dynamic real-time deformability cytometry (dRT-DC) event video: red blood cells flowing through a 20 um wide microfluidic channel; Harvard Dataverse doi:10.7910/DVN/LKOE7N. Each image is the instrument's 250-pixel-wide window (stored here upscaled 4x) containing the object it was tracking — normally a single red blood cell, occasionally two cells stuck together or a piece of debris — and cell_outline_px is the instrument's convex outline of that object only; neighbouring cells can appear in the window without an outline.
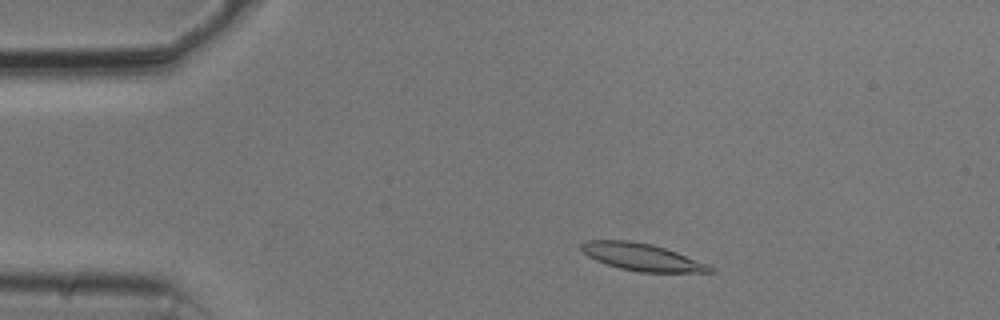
{"species": "common noctule bat (a hibernating species)", "species_latin": "Nyctalus noctula", "temperature_condition": "cold", "stored_images_in_passage": 50, "camera_frame_rate_fps": 3000, "um_per_image_px": 0.085, "animal": {"sex": "male", "body_mass_g": 20.5, "forearm_length_mm": 52.5}, "frame": {"image": 1, "passage_image": 6, "time_ms": 1.667, "image_size_px": [1000, 320], "cell_outline_px": [[716, 272], [640, 272], [620, 268], [596, 260], [588, 256], [580, 248], [580, 244], [588, 240], [632, 240], [652, 244], [676, 252], [708, 264], [716, 268]], "centroid_in_image_um": [54.58, 21.84], "position_along_channel_um": 30.4, "area_um2": 20.35}}
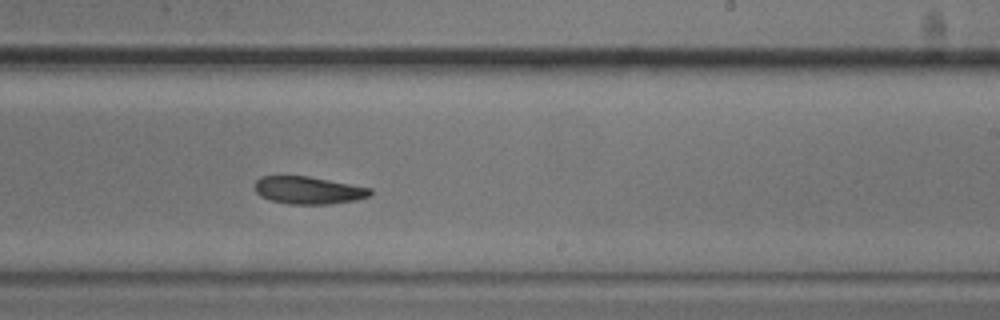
{"frame": {"image": 2, "passage_image": 29, "time_ms": 9.333, "image_size_px": [1000, 320], "cell_outline_px": [[372, 192], [368, 196], [356, 200], [328, 204], [288, 204], [272, 200], [260, 196], [256, 192], [256, 180], [260, 176], [308, 176], [372, 188]], "centroid_in_image_um": [26.21, 16.17], "position_along_channel_um": 262.8, "area_um2": 18.38}}
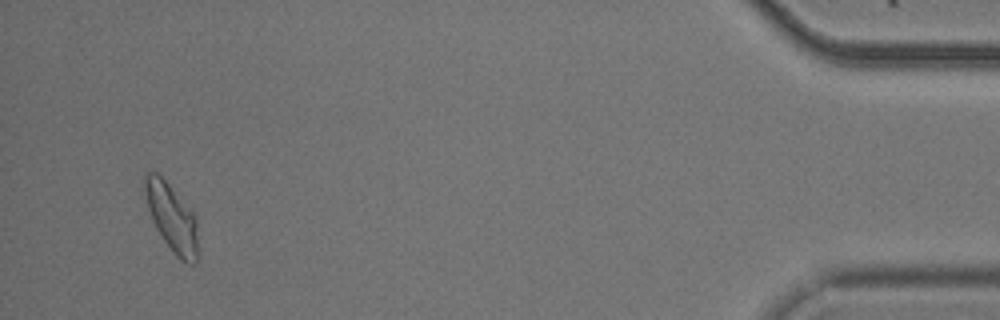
{"frame": {"image": 3, "passage_image": 48, "time_ms": 15.667, "image_size_px": [1000, 320], "cell_outline_px": [[196, 264], [188, 264], [180, 260], [176, 256], [164, 240], [156, 228], [152, 220], [140, 192], [144, 172], [156, 172], [168, 184], [196, 216]], "centroid_in_image_um": [14.5, 18.43], "position_along_channel_um": 420.7, "area_um2": 21.15}, "authors_computed_cell_mechanics": {"area_um2": 19.8254, "velocity_mm_per_s": 3.7093, "shape_relaxation_time_tau1_ms": null, "shape_relaxation_time_tau2_ms": 4.9381, "deformation_change_tau1": null, "deformation_change_tau2": 0.1112}}